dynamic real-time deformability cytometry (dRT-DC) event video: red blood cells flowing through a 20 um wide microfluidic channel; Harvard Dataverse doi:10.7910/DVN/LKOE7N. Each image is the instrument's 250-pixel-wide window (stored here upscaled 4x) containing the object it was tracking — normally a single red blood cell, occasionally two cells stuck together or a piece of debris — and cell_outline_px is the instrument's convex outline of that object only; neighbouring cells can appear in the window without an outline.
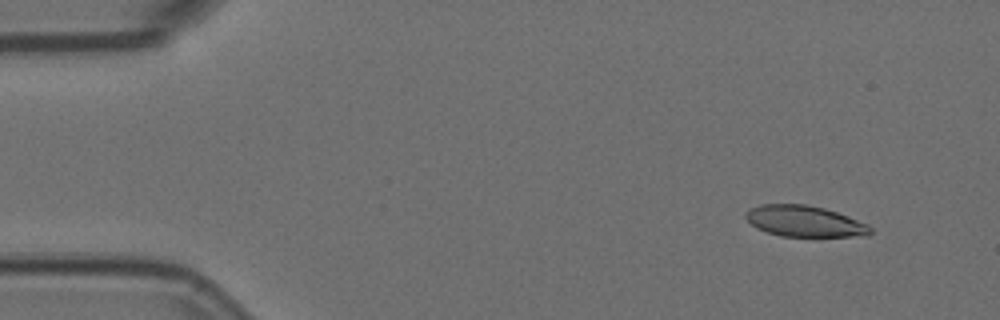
{"species": "Egyptian fruit bat (a non-hibernating species)", "species_latin": "Rousettus aegyptiacus", "temperature_condition": "room temperature", "stored_images_in_passage": 54, "camera_frame_rate_fps": 3000, "um_per_image_px": 0.085, "animal": {"sex": "female"}, "frame": {"image": 1, "passage_image": 2, "time_ms": 0.333, "image_size_px": [1000, 320], "cell_outline_px": [[872, 232], [868, 236], [780, 236], [756, 228], [744, 216], [744, 212], [760, 204], [808, 204], [824, 208], [848, 216], [868, 224], [872, 228]], "centroid_in_image_um": [68.4, 18.8], "position_along_channel_um": 16.6, "area_um2": 22.6}}
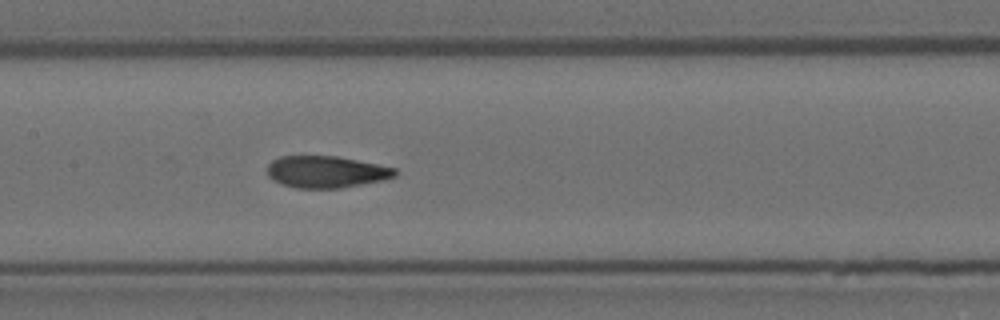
{"frame": {"image": 2, "passage_image": 24, "time_ms": 7.667, "image_size_px": [1000, 320], "cell_outline_px": [[396, 176], [384, 180], [340, 188], [296, 188], [280, 184], [272, 180], [268, 176], [268, 164], [272, 160], [280, 156], [336, 156], [396, 168]], "centroid_in_image_um": [27.69, 14.61], "position_along_channel_um": 179.7, "area_um2": 23.7}}
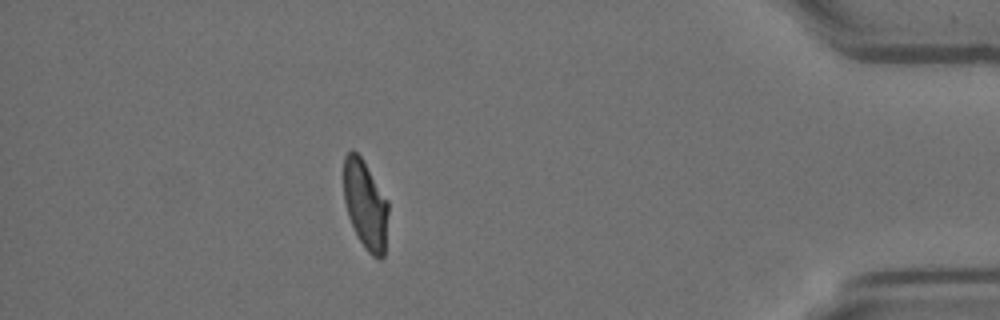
{"frame": {"image": 3, "passage_image": 47, "time_ms": 15.333, "image_size_px": [1000, 320], "cell_outline_px": [[388, 212], [384, 256], [380, 260], [372, 256], [364, 248], [348, 216], [344, 200], [344, 156], [352, 148], [364, 160], [388, 200]], "centroid_in_image_um": [31.06, 17.38], "position_along_channel_um": 404.1, "area_um2": 23.18}, "authors_computed_cell_mechanics": {"area_um2": 24.1026, "velocity_mm_per_s": 3.5706, "shape_relaxation_time_tau1_ms": 8.0594, "shape_relaxation_time_tau2_ms": 1.5421, "deformation_change_tau1": 0.23, "deformation_change_tau2": 0.0719}}